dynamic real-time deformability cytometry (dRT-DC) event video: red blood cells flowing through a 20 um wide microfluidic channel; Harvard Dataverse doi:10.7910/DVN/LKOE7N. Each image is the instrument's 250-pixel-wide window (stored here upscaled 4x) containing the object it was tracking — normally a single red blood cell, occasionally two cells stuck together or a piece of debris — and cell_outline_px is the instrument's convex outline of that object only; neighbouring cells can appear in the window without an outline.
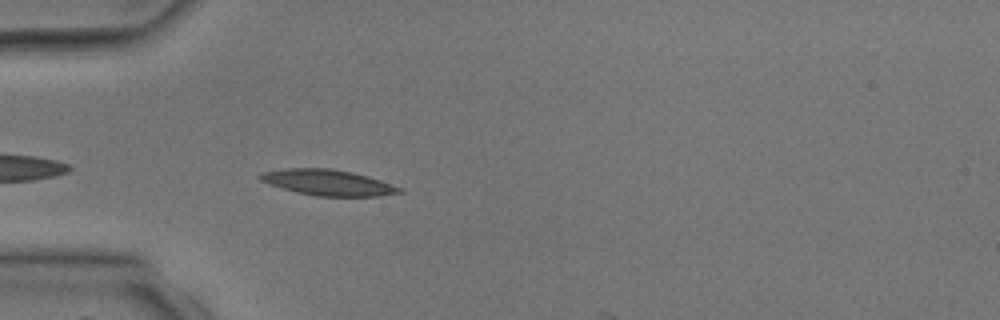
{"species": "common noctule bat (a hibernating species)", "species_latin": "Nyctalus noctula", "temperature_condition": "room temperature", "stored_images_in_passage": 3, "camera_frame_rate_fps": 3000, "um_per_image_px": 0.085, "animal": {"sex": "male", "body_mass_g": 17.9, "forearm_length_mm": 54.2}, "frame": {"image": 1, "passage_image": 3, "time_ms": 3.0, "image_size_px": [1000, 320], "cell_outline_px": [[404, 192], [380, 196], [316, 196], [296, 192], [260, 180], [256, 176], [260, 172], [284, 168], [332, 168], [352, 172], [368, 176], [404, 188]], "centroid_in_image_um": [27.9, 15.51], "position_along_channel_um": 57.1, "area_um2": 21.04}}